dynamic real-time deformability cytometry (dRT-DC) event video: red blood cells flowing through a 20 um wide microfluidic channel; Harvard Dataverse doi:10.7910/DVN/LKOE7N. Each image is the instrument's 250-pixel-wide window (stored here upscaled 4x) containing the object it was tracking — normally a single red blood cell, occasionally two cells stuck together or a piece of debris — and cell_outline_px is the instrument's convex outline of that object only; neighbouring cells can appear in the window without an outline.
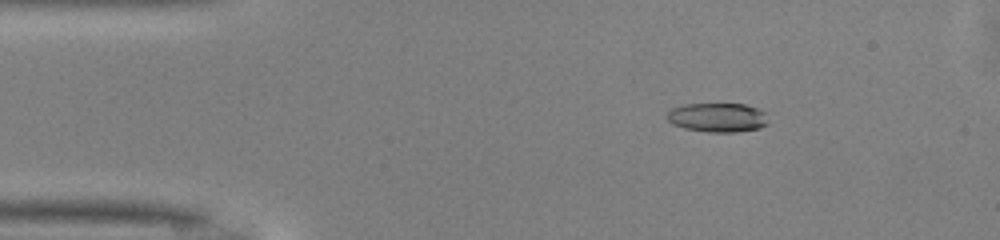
{"species": "common noctule bat (a hibernating species)", "species_latin": "Nyctalus noctula", "temperature_condition": "warm", "stored_images_in_passage": 49, "camera_frame_rate_fps": 3000, "um_per_image_px": 0.085, "animal": {"sex": "male", "body_mass_g": 13.0, "forearm_length_mm": 53.1}, "frame": {"image": 1, "passage_image": 7, "time_ms": 2.0, "image_size_px": [1000, 240], "cell_outline_px": [[768, 124], [760, 128], [736, 132], [708, 132], [684, 128], [672, 124], [664, 116], [672, 108], [684, 104], [744, 104], [756, 108], [764, 112]], "centroid_in_image_um": [60.96, 9.99], "position_along_channel_um": 24.0, "area_um2": 17.22}}
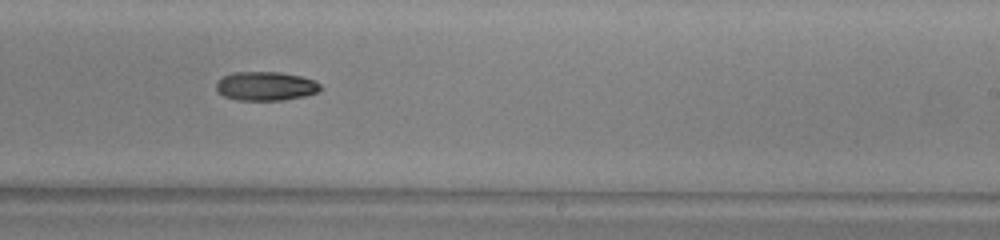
{"frame": {"image": 2, "passage_image": 29, "time_ms": 9.333, "image_size_px": [1000, 240], "cell_outline_px": [[324, 88], [320, 92], [304, 96], [284, 100], [236, 100], [224, 96], [216, 92], [216, 84], [224, 76], [232, 72], [280, 72], [300, 76], [312, 80], [320, 84]], "centroid_in_image_um": [22.6, 7.33], "position_along_channel_um": 266.4, "area_um2": 17.69}}
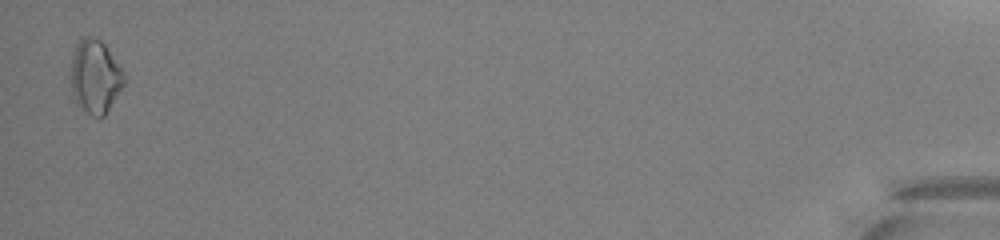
{"frame": {"image": 3, "passage_image": 48, "time_ms": 15.667, "image_size_px": [1000, 240], "cell_outline_px": [[124, 84], [104, 116], [100, 120], [92, 116], [80, 108], [72, 92], [72, 56], [76, 44], [84, 36], [88, 36], [100, 40], [104, 44], [124, 72]], "centroid_in_image_um": [8.09, 6.53], "position_along_channel_um": 427.1, "area_um2": 22.48}, "authors_computed_cell_mechanics": {"area_um2": 17.918, "velocity_mm_per_s": 4.1446, "shape_relaxation_time_tau1_ms": 9.9818, "shape_relaxation_time_tau2_ms": null, "deformation_change_tau1": 0.1782, "deformation_change_tau2": null}}